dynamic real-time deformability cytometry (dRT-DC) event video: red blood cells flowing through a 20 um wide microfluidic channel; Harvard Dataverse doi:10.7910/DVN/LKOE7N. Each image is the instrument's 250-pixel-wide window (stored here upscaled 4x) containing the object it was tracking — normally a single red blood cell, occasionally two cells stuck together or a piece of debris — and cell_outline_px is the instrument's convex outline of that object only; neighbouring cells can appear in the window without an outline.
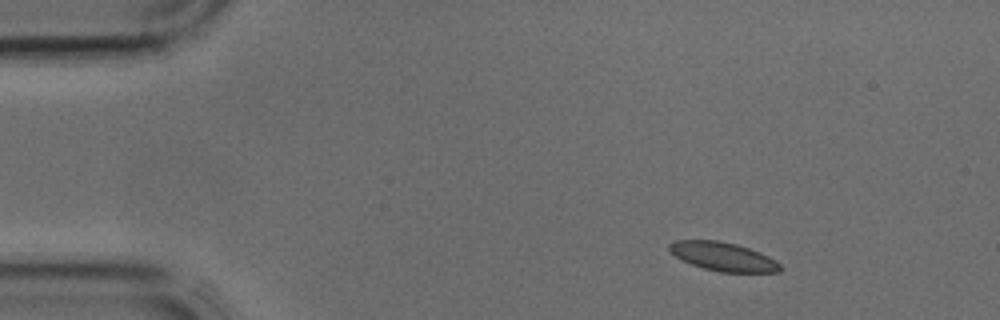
{"species": "common noctule bat (a hibernating species)", "species_latin": "Nyctalus noctula", "temperature_condition": "cold", "stored_images_in_passage": 2, "camera_frame_rate_fps": 3000, "um_per_image_px": 0.085, "animal": {"sex": "male", "body_mass_g": 17.9, "forearm_length_mm": 54.2}, "frame": {"image": 1, "passage_image": 1, "time_ms": 0.0, "image_size_px": [1000, 320], "cell_outline_px": [[784, 268], [780, 272], [720, 272], [704, 268], [692, 264], [676, 256], [668, 248], [668, 244], [676, 240], [720, 240], [736, 244], [760, 252], [768, 256], [780, 264]], "centroid_in_image_um": [61.49, 21.8], "position_along_channel_um": 23.5, "area_um2": 18.44}}
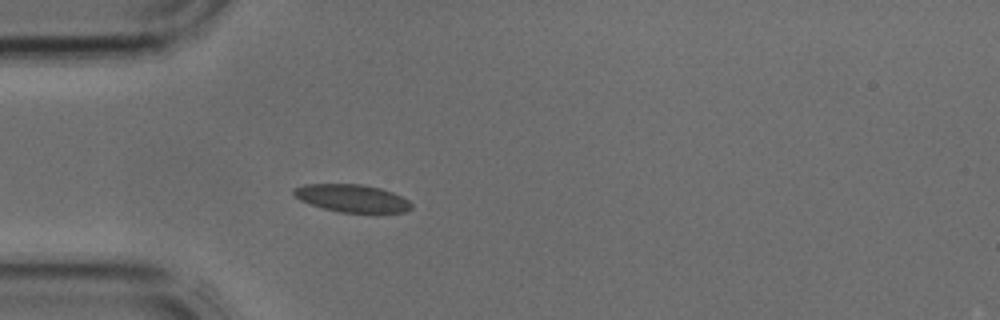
{"frame": {"image": 2, "passage_image": 2, "time_ms": 0.333, "image_size_px": [1000, 320], "cell_outline_px": [[412, 208], [404, 212], [340, 212], [324, 208], [300, 200], [292, 192], [292, 188], [304, 184], [360, 184], [380, 188], [392, 192], [408, 200], [412, 204]], "centroid_in_image_um": [29.9, 16.84], "position_along_channel_um": 55.1, "area_um2": 18.73}}